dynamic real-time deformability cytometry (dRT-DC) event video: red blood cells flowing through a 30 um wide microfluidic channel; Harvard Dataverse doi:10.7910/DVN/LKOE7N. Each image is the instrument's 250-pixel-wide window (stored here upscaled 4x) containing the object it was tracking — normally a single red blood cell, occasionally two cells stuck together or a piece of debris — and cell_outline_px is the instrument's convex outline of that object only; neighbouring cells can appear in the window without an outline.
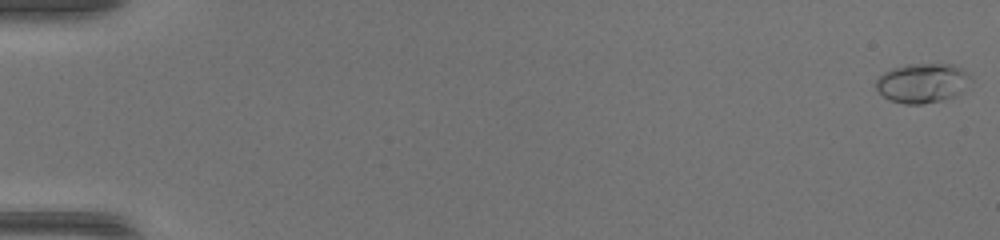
{"species": "common noctule bat (a hibernating species)", "species_latin": "Nyctalus noctula", "temperature_condition": "warm", "stored_images_in_passage": 50, "camera_frame_rate_fps": 3000, "um_per_image_px": 0.085, "animal": {"sex": "female", "body_mass_g": 17.0, "forearm_length_mm": 48.0}, "frame": {"image": 1, "passage_image": 1, "time_ms": 0.0, "image_size_px": [1000, 240], "cell_outline_px": [[972, 80], [960, 92], [952, 96], [940, 100], [920, 104], [904, 104], [892, 100], [884, 96], [876, 88], [876, 80], [884, 72], [892, 68], [908, 64], [952, 64], [960, 68], [972, 76]], "centroid_in_image_um": [78.4, 7.04], "position_along_channel_um": 6.6, "area_um2": 21.5}}
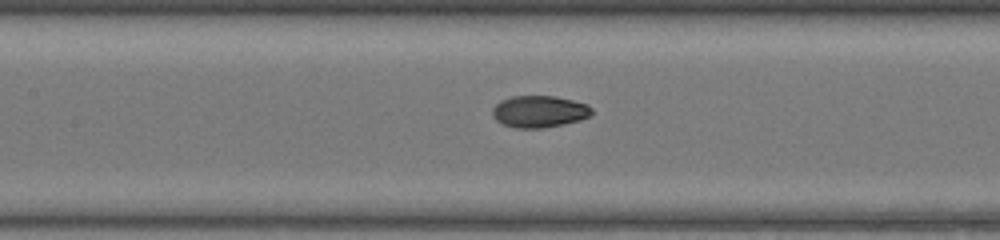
{"frame": {"image": 2, "passage_image": 25, "time_ms": 8.0, "image_size_px": [1000, 240], "cell_outline_px": [[592, 116], [580, 120], [564, 124], [544, 128], [516, 128], [504, 124], [496, 120], [492, 116], [492, 108], [500, 100], [512, 96], [556, 96], [588, 104], [592, 108]], "centroid_in_image_um": [45.85, 9.48], "position_along_channel_um": 161.6, "area_um2": 18.61}}
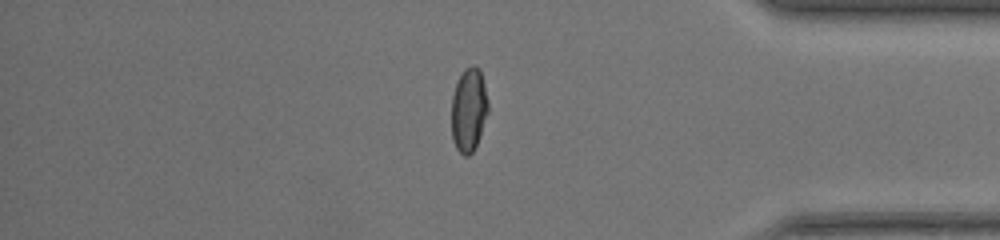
{"frame": {"image": 3, "passage_image": 43, "time_ms": 14.0, "image_size_px": [1000, 240], "cell_outline_px": [[488, 112], [476, 144], [472, 152], [468, 156], [464, 156], [456, 148], [452, 140], [452, 96], [456, 84], [464, 68], [472, 64], [476, 64], [480, 68], [488, 100]], "centroid_in_image_um": [39.84, 9.3], "position_along_channel_um": 395.4, "area_um2": 17.86}, "authors_computed_cell_mechanics": {"area_um2": 18.5249, "velocity_mm_per_s": 4.274, "shape_relaxation_time_tau1_ms": 5.277, "shape_relaxation_time_tau2_ms": null, "deformation_change_tau1": 0.228, "deformation_change_tau2": null}}